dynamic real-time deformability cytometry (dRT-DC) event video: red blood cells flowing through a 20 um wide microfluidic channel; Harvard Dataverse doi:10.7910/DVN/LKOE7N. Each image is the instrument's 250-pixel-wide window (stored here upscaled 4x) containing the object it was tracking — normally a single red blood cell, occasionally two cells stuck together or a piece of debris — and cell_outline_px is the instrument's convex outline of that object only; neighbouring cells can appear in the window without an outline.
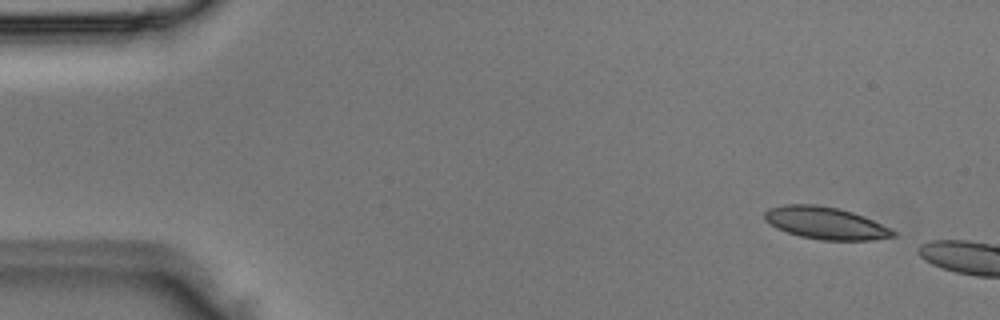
{"species": "Egyptian fruit bat (a non-hibernating species)", "species_latin": "Rousettus aegyptiacus", "temperature_condition": "room temperature", "stored_images_in_passage": 2, "camera_frame_rate_fps": 3000, "um_per_image_px": 0.085, "animal": {"sex": "male"}, "frame": {"image": 1, "passage_image": 1, "time_ms": 0.0, "image_size_px": [1000, 320], "cell_outline_px": [[896, 236], [872, 240], [820, 240], [800, 236], [776, 228], [764, 220], [764, 212], [768, 208], [784, 204], [816, 204], [840, 208], [864, 216], [896, 232]], "centroid_in_image_um": [70.13, 18.95], "position_along_channel_um": 14.9, "area_um2": 24.16}}